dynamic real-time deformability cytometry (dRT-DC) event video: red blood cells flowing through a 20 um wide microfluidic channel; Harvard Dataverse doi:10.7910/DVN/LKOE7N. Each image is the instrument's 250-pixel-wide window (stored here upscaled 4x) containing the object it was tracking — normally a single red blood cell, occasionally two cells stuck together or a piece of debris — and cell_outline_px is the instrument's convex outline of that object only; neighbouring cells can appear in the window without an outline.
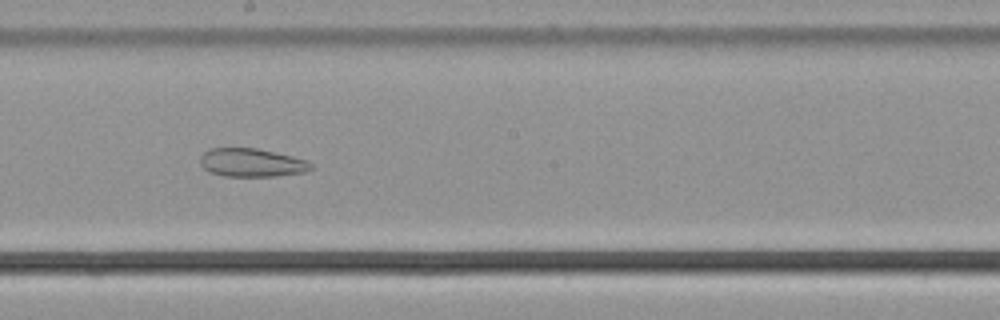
{"species": "common noctule bat (a hibernating species)", "species_latin": "Nyctalus noctula", "temperature_condition": "cold", "stored_images_in_passage": 54, "camera_frame_rate_fps": 3000, "um_per_image_px": 0.085, "animal": {"sex": "male", "body_mass_g": 21.5, "forearm_length_mm": 52.0}, "frame": {"image": 1, "passage_image": 30, "time_ms": 9.667, "image_size_px": [1000, 320], "cell_outline_px": [[312, 168], [304, 172], [276, 176], [224, 176], [208, 172], [200, 164], [200, 156], [208, 148], [256, 148], [292, 156], [308, 160], [312, 164]], "centroid_in_image_um": [21.36, 13.82], "position_along_channel_um": 226.8, "area_um2": 18.38}}
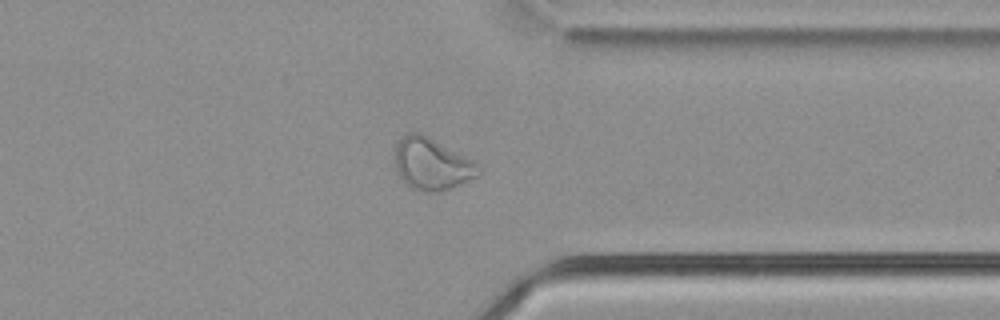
{"frame": {"image": 2, "passage_image": 42, "time_ms": 13.667, "image_size_px": [1000, 320], "cell_outline_px": [[480, 176], [440, 192], [424, 192], [412, 188], [396, 172], [396, 144], [408, 132], [420, 132], [476, 160], [480, 164]], "centroid_in_image_um": [36.77, 13.94], "position_along_channel_um": 374.6, "area_um2": 25.49}}
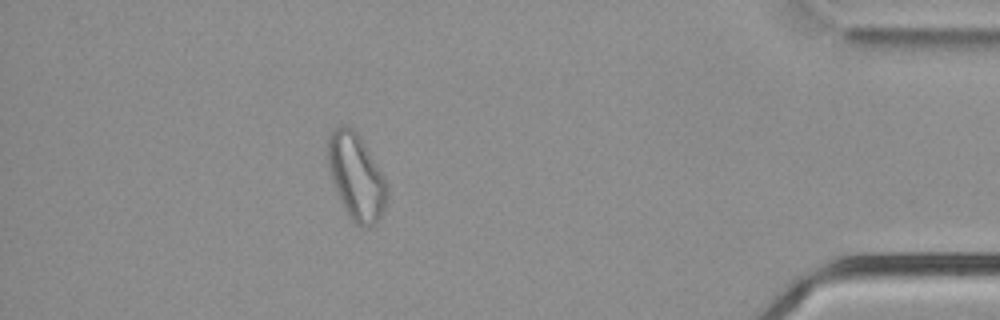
{"frame": {"image": 3, "passage_image": 48, "time_ms": 15.667, "image_size_px": [1000, 320], "cell_outline_px": [[388, 196], [384, 208], [380, 216], [368, 228], [360, 228], [348, 216], [336, 192], [328, 168], [328, 136], [332, 128], [340, 124], [348, 124], [360, 136], [380, 168], [388, 184]], "centroid_in_image_um": [30.27, 14.99], "position_along_channel_um": 404.9, "area_um2": 30.06}}